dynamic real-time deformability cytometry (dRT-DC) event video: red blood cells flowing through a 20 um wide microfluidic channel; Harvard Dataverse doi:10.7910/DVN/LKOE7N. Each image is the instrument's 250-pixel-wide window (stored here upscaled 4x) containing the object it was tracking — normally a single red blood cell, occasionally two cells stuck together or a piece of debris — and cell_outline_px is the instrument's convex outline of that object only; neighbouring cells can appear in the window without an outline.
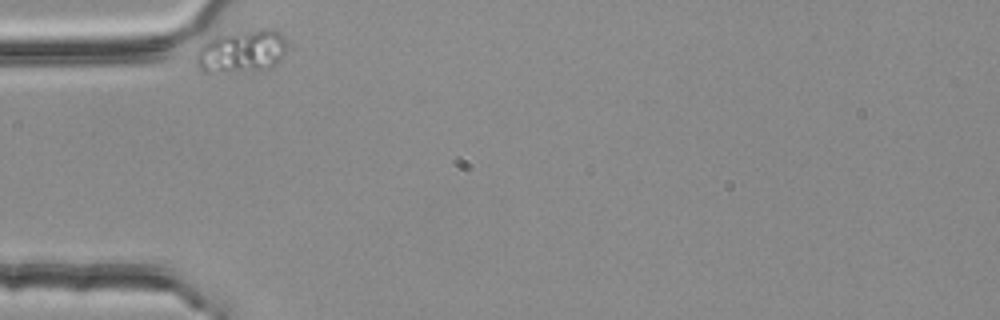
{"species": "common noctule bat (a hibernating species)", "species_latin": "Nyctalus noctula", "temperature_condition": "room temperature", "stored_images_in_passage": 20, "camera_frame_rate_fps": 3000, "um_per_image_px": 0.085, "animal": {"sex": "female", "body_mass_g": 25.1}, "frame": {"image": 1, "passage_image": 1, "time_ms": 0.0, "image_size_px": [1000, 320], "cell_outline_px": [[284, 56], [276, 64], [268, 68], [208, 72], [204, 72], [196, 64], [196, 52], [208, 40], [216, 36], [260, 28], [272, 28], [280, 32], [284, 36]], "centroid_in_image_um": [20.55, 4.33], "position_along_channel_um": 64.4, "area_um2": 22.14}}